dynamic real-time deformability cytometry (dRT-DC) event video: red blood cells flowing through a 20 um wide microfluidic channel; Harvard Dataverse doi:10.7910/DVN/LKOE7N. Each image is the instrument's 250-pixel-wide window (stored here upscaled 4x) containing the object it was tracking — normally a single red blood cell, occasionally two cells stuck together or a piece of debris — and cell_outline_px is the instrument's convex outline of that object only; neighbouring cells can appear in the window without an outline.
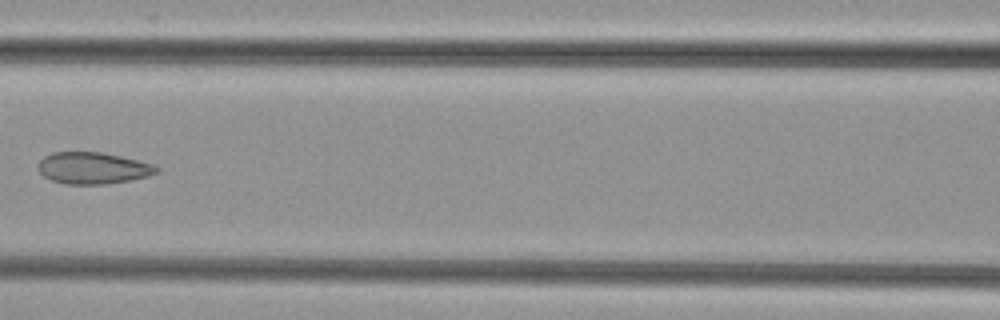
{"species": "common noctule bat (a hibernating species)", "species_latin": "Nyctalus noctula", "temperature_condition": "cold", "stored_images_in_passage": 7, "camera_frame_rate_fps": 3000, "um_per_image_px": 0.085, "animal": {"sex": "female", "body_mass_g": 29.2, "forearm_length_mm": 56.3}, "frame": {"image": 1, "passage_image": 7, "time_ms": 2.0, "image_size_px": [1000, 320], "cell_outline_px": [[160, 172], [148, 176], [128, 180], [104, 184], [64, 184], [52, 180], [44, 176], [36, 168], [36, 164], [44, 156], [52, 152], [100, 152], [120, 156], [156, 164], [160, 168]], "centroid_in_image_um": [7.9, 14.28], "position_along_channel_um": 158.7, "area_um2": 22.02}}